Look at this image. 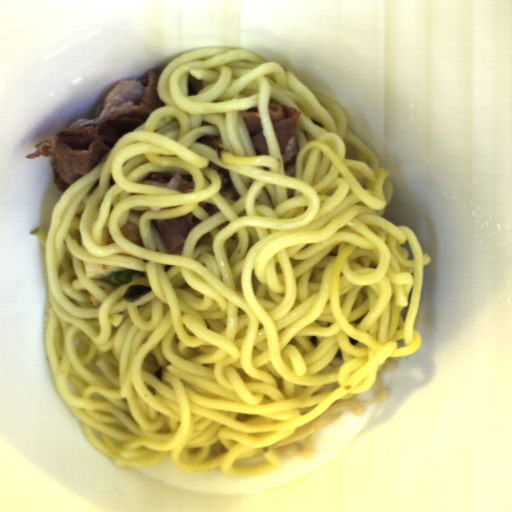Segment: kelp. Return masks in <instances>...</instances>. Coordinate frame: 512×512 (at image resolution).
Masks as SVG:
<instances>
[{
  "label": "kelp",
  "mask_w": 512,
  "mask_h": 512,
  "mask_svg": "<svg viewBox=\"0 0 512 512\" xmlns=\"http://www.w3.org/2000/svg\"><path fill=\"white\" fill-rule=\"evenodd\" d=\"M154 291L151 286L145 284H136L128 286L123 295V300L127 303H134L144 295Z\"/></svg>",
  "instance_id": "kelp-1"
}]
</instances>
